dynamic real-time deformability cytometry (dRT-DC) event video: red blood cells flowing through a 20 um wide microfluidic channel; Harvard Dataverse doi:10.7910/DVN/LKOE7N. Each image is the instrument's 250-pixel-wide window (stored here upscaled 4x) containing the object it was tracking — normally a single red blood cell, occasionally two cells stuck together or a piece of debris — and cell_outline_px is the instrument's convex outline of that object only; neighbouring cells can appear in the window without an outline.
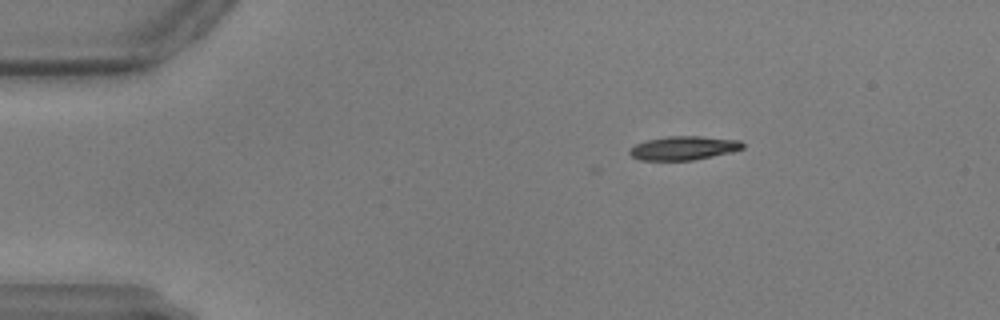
{"species": "common noctule bat (a hibernating species)", "species_latin": "Nyctalus noctula", "temperature_condition": "warm", "stored_images_in_passage": 6, "camera_frame_rate_fps": 3000, "um_per_image_px": 0.085, "animal": {"sex": "male", "body_mass_g": 17.9, "forearm_length_mm": 54.2}, "frame": {"image": 1, "passage_image": 1, "time_ms": 0.0, "image_size_px": [1000, 320], "cell_outline_px": [[744, 148], [732, 152], [692, 160], [640, 160], [632, 156], [628, 152], [628, 148], [636, 144], [648, 140], [668, 136], [700, 136], [740, 140], [744, 144]], "centroid_in_image_um": [58.11, 12.58], "position_along_channel_um": 26.9, "area_um2": 15.66}}